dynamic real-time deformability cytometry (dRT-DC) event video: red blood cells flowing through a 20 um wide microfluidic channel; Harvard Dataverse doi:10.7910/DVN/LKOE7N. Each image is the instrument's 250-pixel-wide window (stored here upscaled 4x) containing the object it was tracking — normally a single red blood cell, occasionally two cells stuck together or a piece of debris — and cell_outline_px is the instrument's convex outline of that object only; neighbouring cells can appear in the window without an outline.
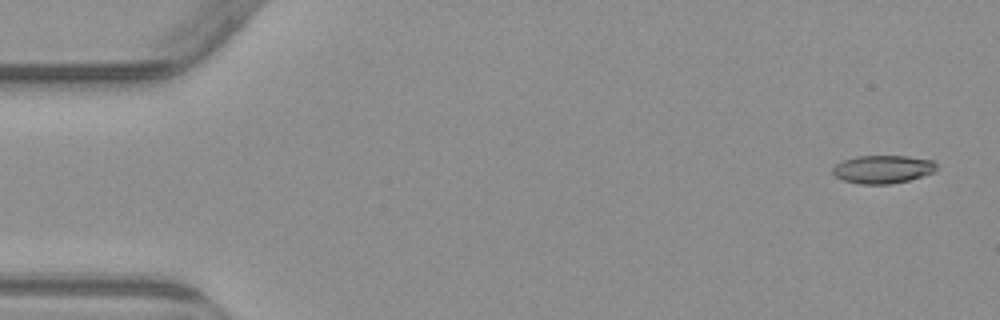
{"species": "common noctule bat (a hibernating species)", "species_latin": "Nyctalus noctula", "temperature_condition": "warm", "stored_images_in_passage": 5, "camera_frame_rate_fps": 3000, "um_per_image_px": 0.085, "animal": {"sex": "male", "body_mass_g": 23.1, "forearm_length_mm": 52.7}, "frame": {"image": 1, "passage_image": 1, "time_ms": 0.0, "image_size_px": [1000, 320], "cell_outline_px": [[936, 172], [908, 180], [888, 184], [860, 184], [844, 180], [836, 176], [832, 172], [832, 168], [836, 164], [844, 160], [856, 156], [908, 156], [932, 160], [936, 164]], "centroid_in_image_um": [75.05, 14.38], "position_along_channel_um": 10.0, "area_um2": 16.94}}